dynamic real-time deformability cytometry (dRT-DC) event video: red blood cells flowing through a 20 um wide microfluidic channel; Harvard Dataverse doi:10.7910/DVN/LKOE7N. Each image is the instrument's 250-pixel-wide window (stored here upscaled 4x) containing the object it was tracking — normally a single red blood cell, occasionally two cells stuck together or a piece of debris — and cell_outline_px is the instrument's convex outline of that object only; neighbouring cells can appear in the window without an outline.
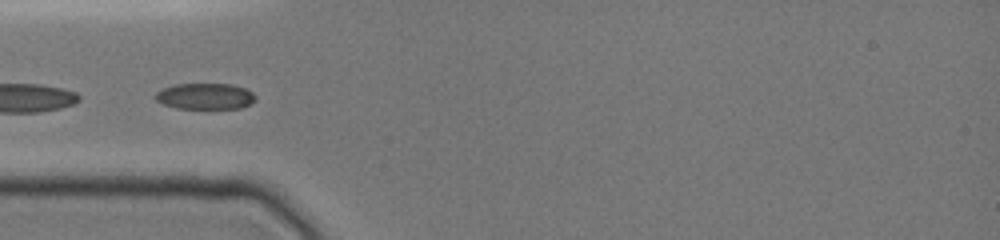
{"species": "common noctule bat (a hibernating species)", "species_latin": "Nyctalus noctula", "temperature_condition": "cold", "stored_images_in_passage": 10, "camera_frame_rate_fps": 3000, "um_per_image_px": 0.085, "animal": {"sex": "female", "body_mass_g": 19.0, "forearm_length_mm": 51.5}, "frame": {"image": 1, "passage_image": 6, "time_ms": 3.667, "image_size_px": [1000, 240], "cell_outline_px": [[256, 100], [240, 108], [176, 108], [164, 104], [156, 100], [152, 96], [156, 92], [172, 84], [232, 84], [244, 88], [252, 92], [256, 96]], "centroid_in_image_um": [17.41, 8.17], "position_along_channel_um": 67.6, "area_um2": 15.2}}